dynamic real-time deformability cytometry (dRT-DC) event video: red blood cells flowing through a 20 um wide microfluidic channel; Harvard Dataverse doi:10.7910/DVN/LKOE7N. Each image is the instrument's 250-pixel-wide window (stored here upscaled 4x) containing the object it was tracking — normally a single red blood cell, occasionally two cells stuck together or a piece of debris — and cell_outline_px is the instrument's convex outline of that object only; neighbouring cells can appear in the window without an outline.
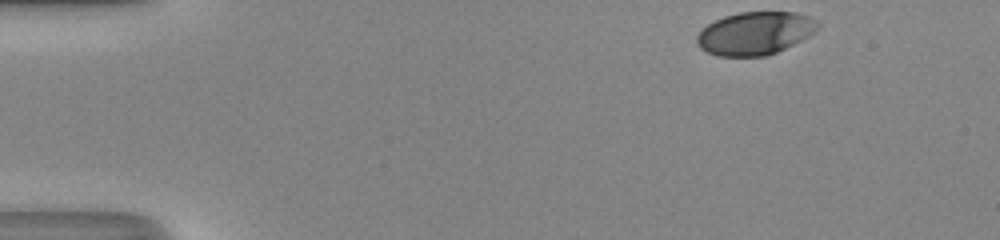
{"species": "human", "species_latin": "Homo sapiens", "temperature_condition": "room temperature", "stored_images_in_passage": 37, "camera_frame_rate_fps": 3000, "um_per_image_px": 0.085, "donor": {"sex": "male"}, "frame": {"image": 1, "passage_image": 1, "time_ms": 0.0, "image_size_px": [1000, 240], "cell_outline_px": [[820, 24], [808, 36], [768, 56], [716, 56], [700, 48], [696, 40], [696, 36], [700, 28], [724, 16], [740, 12], [796, 12], [812, 16]], "centroid_in_image_um": [64.15, 2.82], "position_along_channel_um": 20.9, "area_um2": 30.23}}
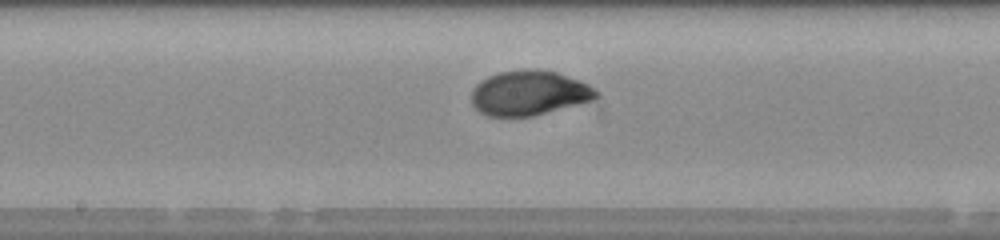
{"frame": {"image": 2, "passage_image": 22, "time_ms": 7.0, "image_size_px": [1000, 240], "cell_outline_px": [[600, 96], [592, 100], [532, 116], [488, 116], [480, 112], [472, 104], [472, 88], [480, 80], [488, 76], [500, 72], [524, 68], [536, 68], [556, 72], [588, 84], [600, 92]], "centroid_in_image_um": [44.96, 7.89], "position_along_channel_um": 203.2, "area_um2": 32.6}}
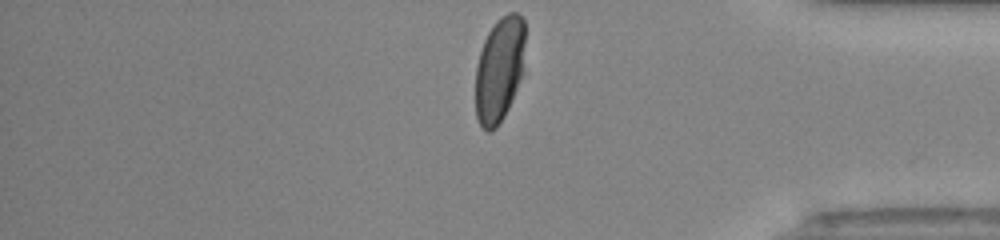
{"frame": {"image": 3, "passage_image": 37, "time_ms": 12.0, "image_size_px": [1000, 240], "cell_outline_px": [[524, 72], [508, 108], [504, 116], [496, 128], [488, 132], [480, 128], [476, 116], [476, 64], [484, 40], [488, 32], [496, 20], [500, 16], [508, 12], [516, 12], [524, 20]], "centroid_in_image_um": [42.45, 5.91], "position_along_channel_um": 392.8, "area_um2": 30.75}, "authors_computed_cell_mechanics": {"area_um2": 32.4258, "velocity_mm_per_s": 4.2174, "shape_relaxation_time_tau1_ms": 2.8633, "shape_relaxation_time_tau2_ms": null, "deformation_change_tau1": 0.1662, "deformation_change_tau2": null}}